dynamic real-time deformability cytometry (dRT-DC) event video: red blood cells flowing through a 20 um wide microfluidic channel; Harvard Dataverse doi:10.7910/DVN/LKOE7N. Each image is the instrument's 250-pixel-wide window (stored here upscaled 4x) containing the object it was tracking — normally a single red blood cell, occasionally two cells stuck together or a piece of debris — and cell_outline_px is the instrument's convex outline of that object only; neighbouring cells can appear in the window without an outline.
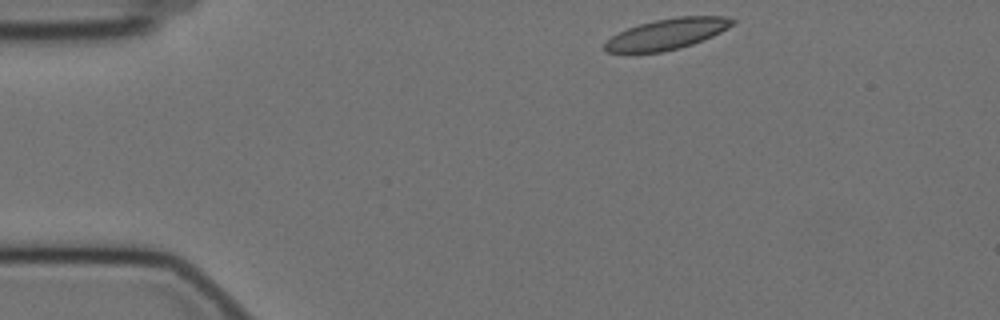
{"species": "Egyptian fruit bat (a non-hibernating species)", "species_latin": "Rousettus aegyptiacus", "temperature_condition": "cold", "stored_images_in_passage": 6, "camera_frame_rate_fps": 3000, "um_per_image_px": 0.085, "animal": {"sex": "female"}, "frame": {"image": 1, "passage_image": 1, "time_ms": 0.0, "image_size_px": [1000, 320], "cell_outline_px": [[736, 24], [712, 36], [692, 44], [680, 48], [660, 52], [632, 56], [608, 52], [604, 48], [604, 44], [612, 36], [628, 28], [640, 24], [656, 20], [676, 16], [724, 16], [736, 20]], "centroid_in_image_um": [56.65, 2.93], "position_along_channel_um": 28.3, "area_um2": 23.41}}